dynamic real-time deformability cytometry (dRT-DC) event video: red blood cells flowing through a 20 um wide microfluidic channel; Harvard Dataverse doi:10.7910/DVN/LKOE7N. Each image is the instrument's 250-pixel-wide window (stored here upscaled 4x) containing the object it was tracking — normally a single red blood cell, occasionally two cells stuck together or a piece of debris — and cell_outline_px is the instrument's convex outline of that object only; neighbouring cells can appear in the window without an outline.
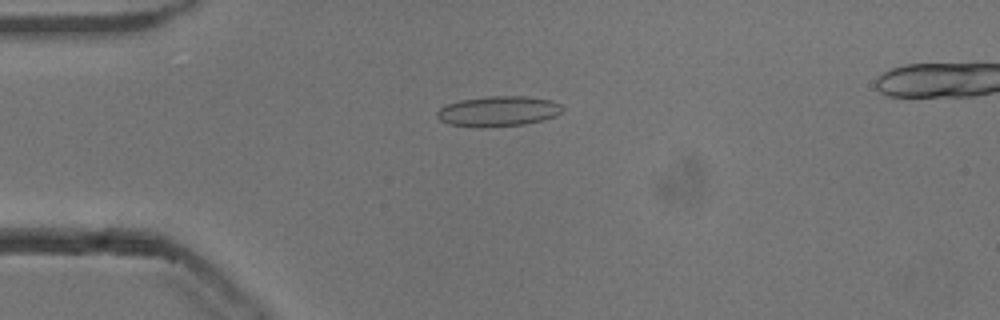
{"species": "common noctule bat (a hibernating species)", "species_latin": "Nyctalus noctula", "temperature_condition": "cold", "stored_images_in_passage": 51, "camera_frame_rate_fps": 3000, "um_per_image_px": 0.085, "animal": {"sex": "male", "body_mass_g": 13.3}, "frame": {"image": 1, "passage_image": 11, "time_ms": 3.333, "image_size_px": [1000, 320], "cell_outline_px": [[564, 108], [556, 116], [544, 120], [524, 124], [484, 128], [480, 128], [448, 124], [440, 120], [436, 116], [436, 112], [440, 108], [448, 104], [460, 100], [488, 96], [524, 96], [552, 100], [560, 104]], "centroid_in_image_um": [42.35, 9.46], "position_along_channel_um": 42.7, "area_um2": 22.31}}
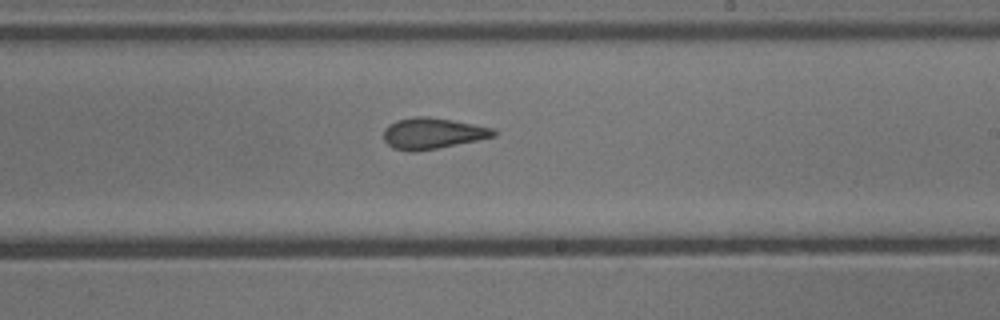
{"frame": {"image": 2, "passage_image": 29, "time_ms": 9.333, "image_size_px": [1000, 320], "cell_outline_px": [[496, 136], [416, 152], [412, 152], [392, 148], [384, 140], [384, 128], [388, 124], [396, 120], [416, 116], [428, 116], [452, 120], [492, 128], [496, 132]], "centroid_in_image_um": [36.71, 11.33], "position_along_channel_um": 252.3, "area_um2": 19.77}}
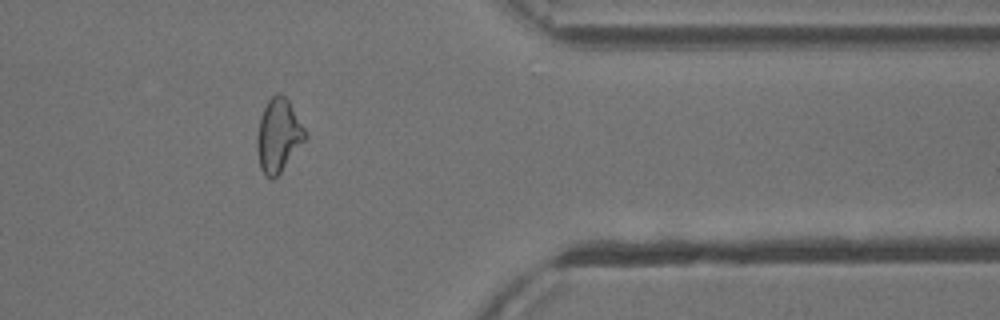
{"frame": {"image": 3, "passage_image": 41, "time_ms": 13.333, "image_size_px": [1000, 320], "cell_outline_px": [[308, 136], [280, 172], [272, 180], [264, 176], [260, 168], [256, 148], [256, 136], [260, 116], [268, 100], [276, 92], [280, 92], [288, 100], [304, 128]], "centroid_in_image_um": [23.63, 11.52], "position_along_channel_um": 387.8, "area_um2": 20.52}, "authors_computed_cell_mechanics": {"area_um2": 20.2878, "velocity_mm_per_s": 3.8572, "shape_relaxation_time_tau1_ms": 4.2203, "shape_relaxation_time_tau2_ms": 1.3663, "deformation_change_tau1": 0.1464, "deformation_change_tau2": 0.0985}}